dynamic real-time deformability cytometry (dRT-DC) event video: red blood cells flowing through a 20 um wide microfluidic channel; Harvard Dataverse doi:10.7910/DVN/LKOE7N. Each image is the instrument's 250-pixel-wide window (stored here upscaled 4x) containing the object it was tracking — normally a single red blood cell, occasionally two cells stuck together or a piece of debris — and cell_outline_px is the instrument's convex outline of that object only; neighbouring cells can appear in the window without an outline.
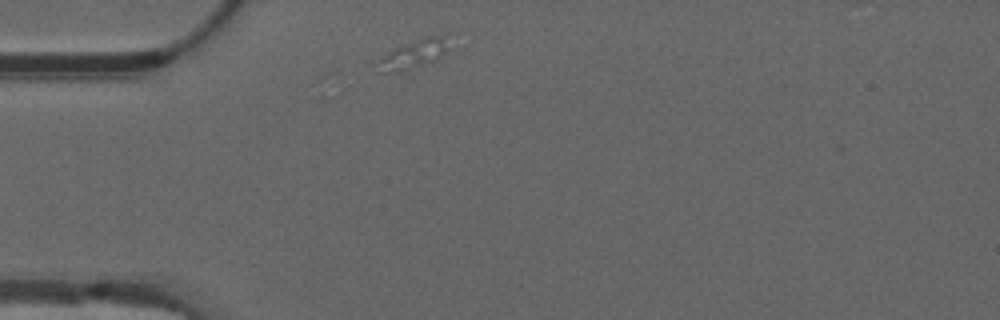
{"species": "common noctule bat (a hibernating species)", "species_latin": "Nyctalus noctula", "temperature_condition": "warm", "stored_images_in_passage": 3, "camera_frame_rate_fps": 3000, "um_per_image_px": 0.085, "animal": {"sex": "male", "forearm_length_mm": 52.5}, "frame": {"image": 1, "passage_image": 1, "time_ms": 0.0, "image_size_px": [1000, 320], "cell_outline_px": [[452, 32], [448, 48], [440, 56], [432, 60], [400, 72], [384, 72], [380, 60], [392, 48], [424, 36], [448, 32]], "centroid_in_image_um": [35.34, 4.46], "position_along_channel_um": 49.7, "area_um2": 11.79}}